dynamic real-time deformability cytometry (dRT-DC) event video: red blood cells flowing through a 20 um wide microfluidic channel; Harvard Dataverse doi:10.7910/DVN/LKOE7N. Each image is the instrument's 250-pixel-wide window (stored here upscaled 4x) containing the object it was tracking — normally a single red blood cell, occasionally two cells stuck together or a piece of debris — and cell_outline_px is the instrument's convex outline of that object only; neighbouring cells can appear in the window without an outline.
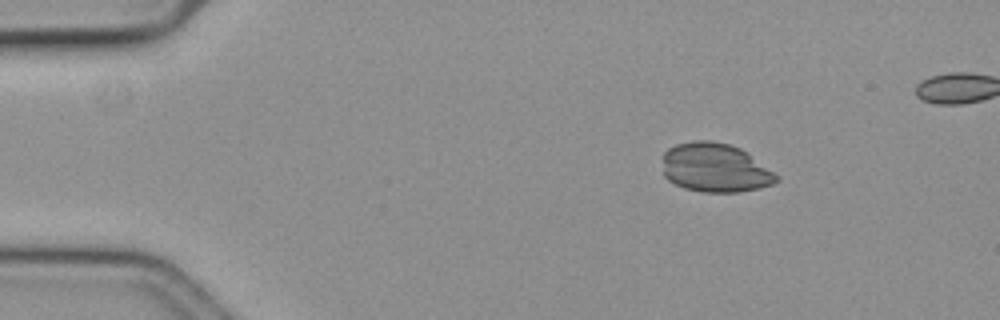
{"species": "common noctule bat (a hibernating species)", "species_latin": "Nyctalus noctula", "temperature_condition": "cold", "stored_images_in_passage": 51, "camera_frame_rate_fps": 3000, "um_per_image_px": 0.085, "animal": {"sex": "female", "body_mass_g": 19.3, "forearm_length_mm": 54.1}, "frame": {"image": 1, "passage_image": 7, "time_ms": 2.0, "image_size_px": [1000, 320], "cell_outline_px": [[776, 180], [772, 184], [756, 188], [736, 192], [704, 192], [684, 188], [668, 180], [664, 176], [664, 152], [668, 148], [676, 144], [692, 140], [712, 140], [728, 144], [740, 148], [772, 172], [776, 176]], "centroid_in_image_um": [60.71, 14.24], "position_along_channel_um": 24.3, "area_um2": 31.96}}
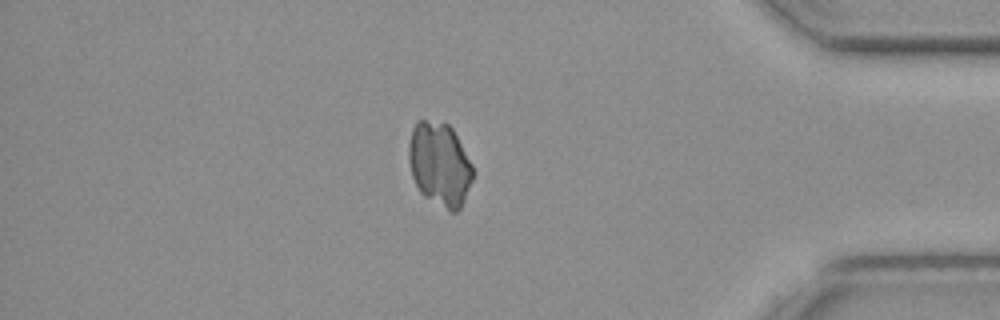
{"frame": {"image": 2, "passage_image": 47, "time_ms": 15.333, "image_size_px": [1000, 320], "cell_outline_px": [[472, 180], [464, 200], [460, 208], [456, 212], [448, 212], [424, 196], [420, 192], [412, 176], [408, 160], [408, 144], [412, 128], [416, 120], [424, 120], [448, 124], [452, 128], [472, 164]], "centroid_in_image_um": [37.34, 13.97], "position_along_channel_um": 397.9, "area_um2": 31.33}}